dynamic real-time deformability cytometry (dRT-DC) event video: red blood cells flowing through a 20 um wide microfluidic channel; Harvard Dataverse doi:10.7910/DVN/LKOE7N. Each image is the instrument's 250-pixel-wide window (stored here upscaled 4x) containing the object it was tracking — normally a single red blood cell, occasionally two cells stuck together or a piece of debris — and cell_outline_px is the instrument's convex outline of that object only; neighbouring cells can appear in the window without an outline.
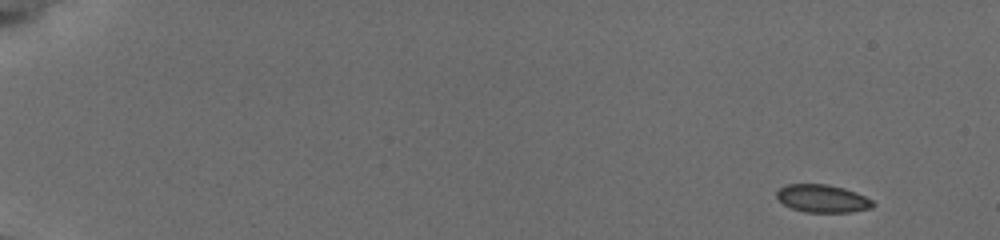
{"species": "common noctule bat (a hibernating species)", "species_latin": "Nyctalus noctula", "temperature_condition": "cold", "stored_images_in_passage": 17, "camera_frame_rate_fps": 3000, "um_per_image_px": 0.085, "animal": {"sex": "female", "body_mass_g": 19.5, "forearm_length_mm": 54.1}, "frame": {"image": 1, "passage_image": 1, "time_ms": 0.0, "image_size_px": [1000, 240], "cell_outline_px": [[876, 204], [872, 208], [848, 212], [808, 212], [792, 208], [784, 204], [776, 196], [776, 192], [780, 188], [788, 184], [828, 184], [844, 188], [856, 192], [872, 200]], "centroid_in_image_um": [69.93, 16.87], "position_along_channel_um": 15.1, "area_um2": 15.49}}
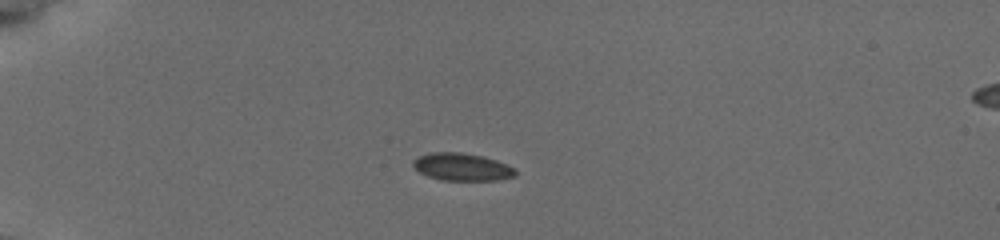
{"frame": {"image": 2, "passage_image": 12, "time_ms": 4.0, "image_size_px": [1000, 240], "cell_outline_px": [[516, 172], [512, 176], [496, 180], [440, 180], [428, 176], [420, 172], [412, 164], [412, 160], [420, 156], [432, 152], [460, 152], [484, 156], [496, 160], [512, 168]], "centroid_in_image_um": [39.22, 14.18], "position_along_channel_um": 45.8, "area_um2": 16.13}}
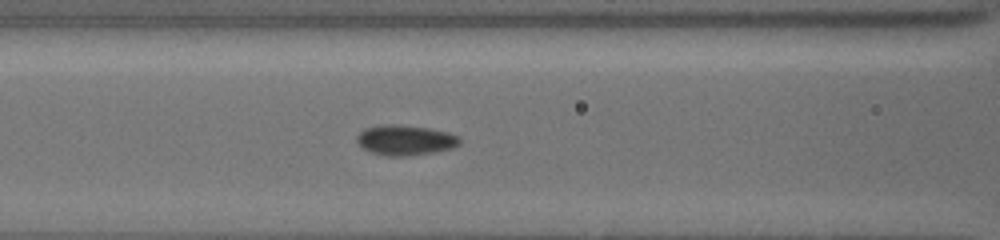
{"frame": {"image": 3, "passage_image": 17, "time_ms": 7.333, "image_size_px": [1000, 240], "cell_outline_px": [[460, 144], [452, 148], [432, 152], [408, 156], [388, 156], [372, 152], [360, 148], [356, 140], [356, 136], [360, 132], [368, 128], [428, 128], [448, 132], [460, 136]], "centroid_in_image_um": [34.49, 11.98], "position_along_channel_um": 132.1, "area_um2": 17.05}}